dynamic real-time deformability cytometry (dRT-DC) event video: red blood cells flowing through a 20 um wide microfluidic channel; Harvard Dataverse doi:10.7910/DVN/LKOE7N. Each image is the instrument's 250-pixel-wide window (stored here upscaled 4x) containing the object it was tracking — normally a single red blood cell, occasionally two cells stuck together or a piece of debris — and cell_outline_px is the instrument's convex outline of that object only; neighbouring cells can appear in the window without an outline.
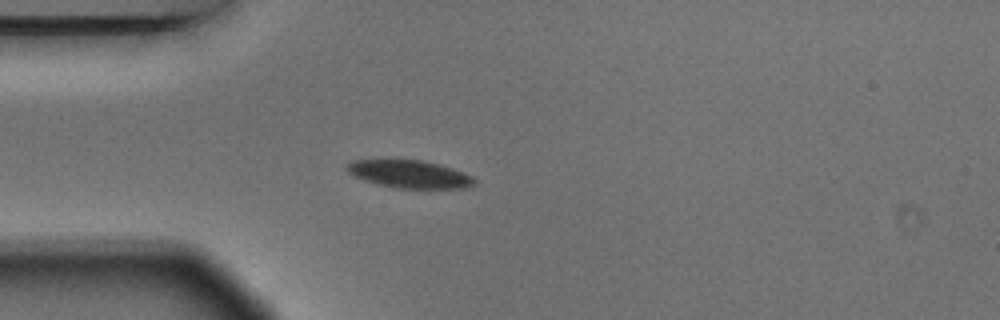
{"species": "Egyptian fruit bat (a non-hibernating species)", "species_latin": "Rousettus aegyptiacus", "temperature_condition": "warm", "stored_images_in_passage": 4, "camera_frame_rate_fps": 3000, "um_per_image_px": 0.085, "animal": {"sex": "male"}, "frame": {"image": 1, "passage_image": 4, "time_ms": 1.0, "image_size_px": [1000, 320], "cell_outline_px": [[476, 184], [468, 188], [392, 188], [376, 184], [364, 180], [348, 172], [344, 168], [352, 160], [424, 160], [440, 164], [464, 172], [472, 176], [476, 180]], "centroid_in_image_um": [34.84, 14.81], "position_along_channel_um": 50.2, "area_um2": 20.75}}